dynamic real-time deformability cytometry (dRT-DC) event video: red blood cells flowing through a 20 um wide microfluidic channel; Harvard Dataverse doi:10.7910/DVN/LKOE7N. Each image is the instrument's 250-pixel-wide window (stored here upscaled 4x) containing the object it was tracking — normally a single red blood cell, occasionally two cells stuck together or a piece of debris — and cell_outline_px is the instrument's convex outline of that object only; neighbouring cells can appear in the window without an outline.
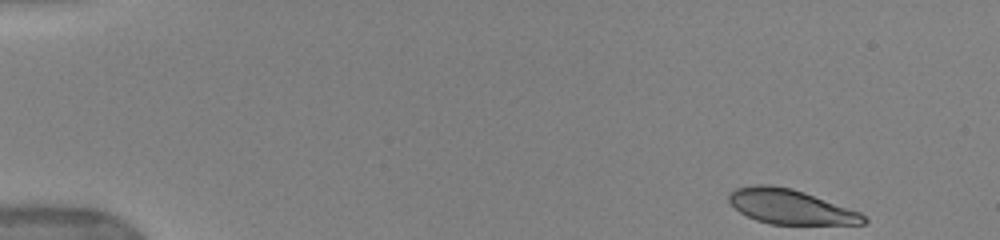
{"species": "human", "species_latin": "Homo sapiens", "temperature_condition": "warm", "stored_images_in_passage": 40, "camera_frame_rate_fps": 3000, "um_per_image_px": 0.085, "donor": {"sex": "female"}, "frame": {"image": 1, "passage_image": 1, "time_ms": 0.0, "image_size_px": [1000, 240], "cell_outline_px": [[868, 220], [864, 224], [772, 224], [756, 220], [740, 212], [728, 200], [728, 196], [736, 188], [756, 184], [768, 184], [792, 188], [804, 192], [860, 212]], "centroid_in_image_um": [67.19, 17.57], "position_along_channel_um": 17.8, "area_um2": 26.93}}
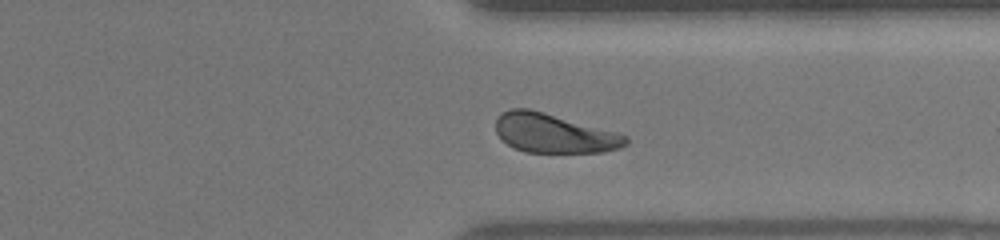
{"frame": {"image": 2, "passage_image": 33, "time_ms": 12.0, "image_size_px": [1000, 240], "cell_outline_px": [[628, 144], [620, 148], [600, 152], [524, 152], [508, 144], [496, 132], [496, 120], [504, 112], [512, 108], [528, 108], [544, 112], [616, 132], [628, 136]], "centroid_in_image_um": [47.11, 11.33], "position_along_channel_um": 364.3, "area_um2": 29.3}}
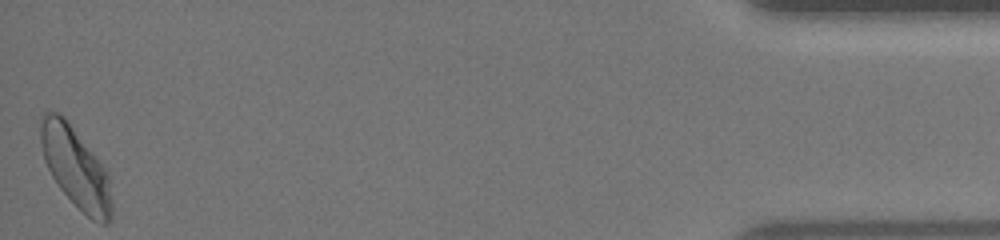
{"frame": {"image": 3, "passage_image": 40, "time_ms": 15.667, "image_size_px": [1000, 240], "cell_outline_px": [[112, 220], [108, 224], [100, 224], [92, 220], [60, 188], [52, 176], [44, 160], [40, 140], [40, 116], [44, 112], [60, 112], [64, 116], [108, 172], [112, 204]], "centroid_in_image_um": [6.43, 14.24], "position_along_channel_um": 428.8, "area_um2": 33.18}, "authors_computed_cell_mechanics": {"area_um2": 30.2005, "velocity_mm_per_s": 3.9211, "shape_relaxation_time_tau1_ms": 4.5968, "shape_relaxation_time_tau2_ms": 0.7286, "deformation_change_tau1": 0.1547, "deformation_change_tau2": 0.0526}}